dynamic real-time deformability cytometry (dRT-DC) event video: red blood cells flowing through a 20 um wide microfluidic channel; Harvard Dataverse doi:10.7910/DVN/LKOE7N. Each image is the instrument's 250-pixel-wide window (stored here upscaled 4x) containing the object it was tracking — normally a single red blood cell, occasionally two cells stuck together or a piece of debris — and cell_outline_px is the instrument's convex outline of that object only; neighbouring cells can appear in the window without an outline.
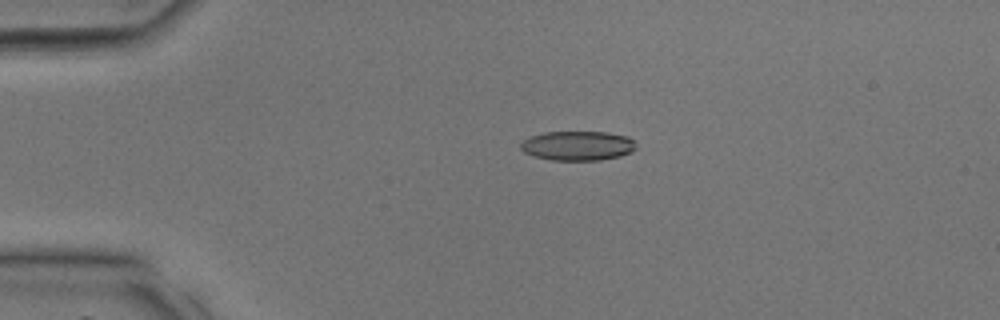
{"species": "common noctule bat (a hibernating species)", "species_latin": "Nyctalus noctula", "temperature_condition": "room temperature", "stored_images_in_passage": 38, "camera_frame_rate_fps": 3000, "um_per_image_px": 0.085, "animal": {"sex": "male", "body_mass_g": 17.9, "forearm_length_mm": 54.2}, "frame": {"image": 1, "passage_image": 9, "time_ms": 2.667, "image_size_px": [1000, 320], "cell_outline_px": [[636, 148], [632, 152], [620, 156], [600, 160], [552, 160], [532, 156], [524, 152], [520, 148], [520, 144], [524, 140], [532, 136], [544, 132], [608, 132], [628, 136], [636, 144]], "centroid_in_image_um": [49.12, 12.39], "position_along_channel_um": 35.9, "area_um2": 19.88}}
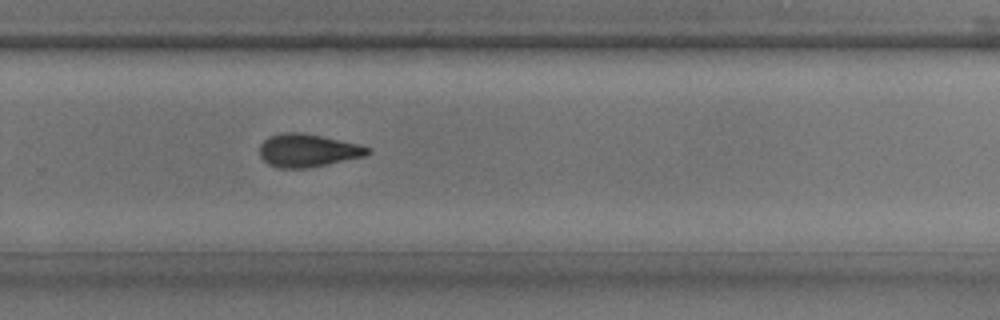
{"frame": {"image": 2, "passage_image": 26, "time_ms": 8.333, "image_size_px": [1000, 320], "cell_outline_px": [[372, 152], [364, 156], [328, 164], [308, 168], [280, 168], [268, 164], [260, 156], [260, 144], [268, 136], [284, 132], [304, 132], [360, 144], [372, 148]], "centroid_in_image_um": [26.18, 12.77], "position_along_channel_um": 303.6, "area_um2": 20.98}}
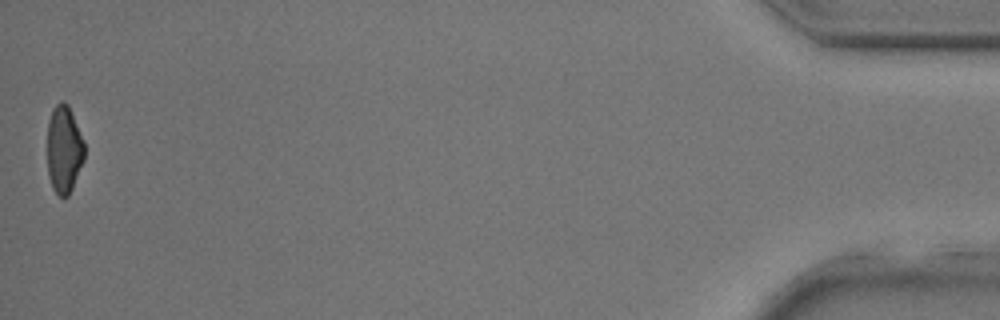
{"frame": {"image": 3, "passage_image": 38, "time_ms": 12.333, "image_size_px": [1000, 320], "cell_outline_px": [[84, 160], [72, 188], [68, 196], [60, 196], [52, 188], [48, 176], [48, 120], [52, 108], [60, 100], [64, 100], [68, 104], [84, 140]], "centroid_in_image_um": [5.44, 12.66], "position_along_channel_um": 429.8, "area_um2": 19.07}}